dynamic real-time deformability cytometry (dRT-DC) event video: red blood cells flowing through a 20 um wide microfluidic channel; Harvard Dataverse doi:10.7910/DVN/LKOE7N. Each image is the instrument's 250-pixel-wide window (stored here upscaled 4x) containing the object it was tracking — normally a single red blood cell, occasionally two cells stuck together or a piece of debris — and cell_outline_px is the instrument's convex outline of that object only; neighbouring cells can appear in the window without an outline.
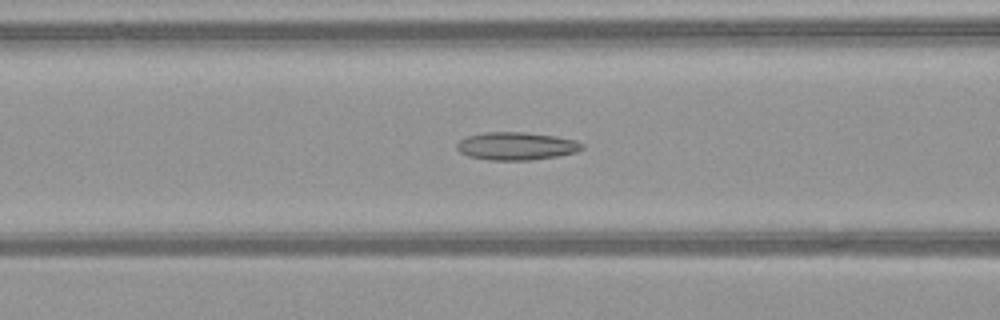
{"species": "common noctule bat (a hibernating species)", "species_latin": "Nyctalus noctula", "temperature_condition": "warm", "stored_images_in_passage": 50, "camera_frame_rate_fps": 3000, "um_per_image_px": 0.085, "animal": {"sex": "female", "body_mass_g": 21.9}, "frame": {"image": 1, "passage_image": 21, "time_ms": 6.667, "image_size_px": [1000, 320], "cell_outline_px": [[584, 148], [576, 152], [556, 156], [532, 160], [488, 160], [468, 156], [460, 152], [456, 148], [456, 144], [460, 140], [468, 136], [484, 132], [524, 132], [556, 136], [576, 140], [584, 144]], "centroid_in_image_um": [43.89, 12.41], "position_along_channel_um": 122.7, "area_um2": 20.4}}
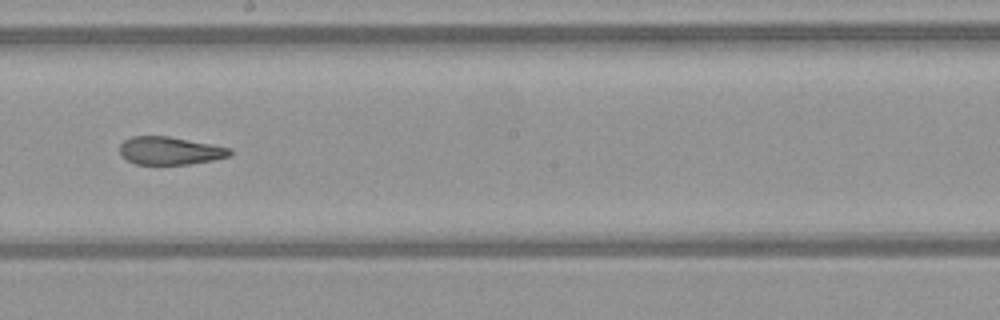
{"frame": {"image": 2, "passage_image": 29, "time_ms": 9.333, "image_size_px": [1000, 320], "cell_outline_px": [[232, 156], [212, 160], [188, 164], [136, 164], [128, 160], [120, 152], [120, 144], [124, 140], [132, 136], [168, 136], [232, 148]], "centroid_in_image_um": [14.47, 12.8], "position_along_channel_um": 233.7, "area_um2": 17.8}}
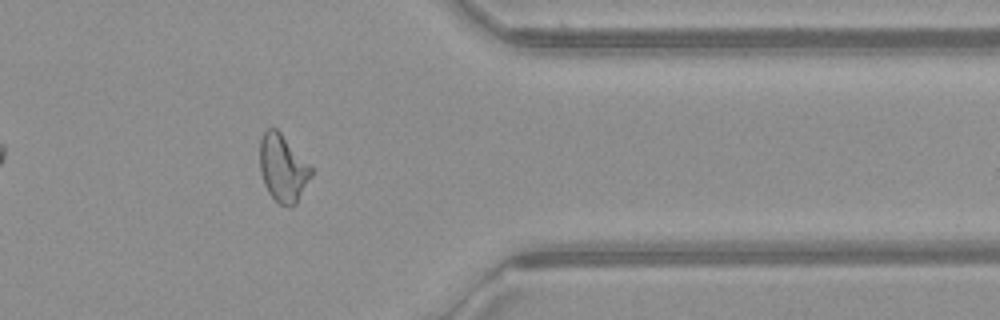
{"frame": {"image": 3, "passage_image": 41, "time_ms": 13.333, "image_size_px": [1000, 320], "cell_outline_px": [[312, 176], [296, 204], [292, 208], [280, 204], [268, 192], [264, 184], [260, 172], [260, 140], [264, 132], [268, 128], [276, 128], [280, 132], [312, 168]], "centroid_in_image_um": [24.04, 14.32], "position_along_channel_um": 387.4, "area_um2": 20.0}, "authors_computed_cell_mechanics": {"area_um2": 21.0103, "velocity_mm_per_s": 4.1525, "shape_relaxation_time_tau1_ms": null, "shape_relaxation_time_tau2_ms": 2.2943, "deformation_change_tau1": null, "deformation_change_tau2": 0.0966}}